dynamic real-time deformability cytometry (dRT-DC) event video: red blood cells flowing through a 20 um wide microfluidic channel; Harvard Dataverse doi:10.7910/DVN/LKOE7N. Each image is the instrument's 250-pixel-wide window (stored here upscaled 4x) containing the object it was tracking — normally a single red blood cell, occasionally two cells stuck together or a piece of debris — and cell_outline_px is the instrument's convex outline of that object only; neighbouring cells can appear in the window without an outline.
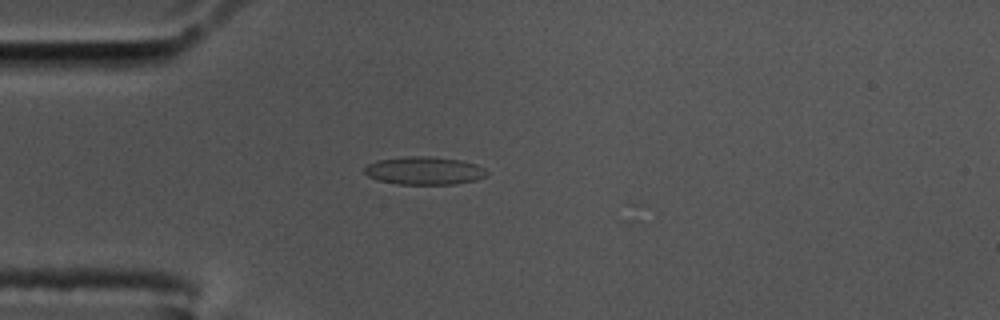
{"species": "common noctule bat (a hibernating species)", "species_latin": "Nyctalus noctula", "temperature_condition": "cold", "stored_images_in_passage": 27, "camera_frame_rate_fps": 3000, "um_per_image_px": 0.085, "animal": {"sex": "male", "body_mass_g": 17.5, "forearm_length_mm": 52.3}, "frame": {"image": 1, "passage_image": 14, "time_ms": 4.333, "image_size_px": [1000, 320], "cell_outline_px": [[488, 176], [476, 180], [456, 184], [396, 184], [376, 180], [368, 176], [364, 172], [364, 168], [368, 164], [376, 160], [408, 156], [432, 156], [460, 160], [476, 164], [484, 168], [488, 172]], "centroid_in_image_um": [36.07, 14.51], "position_along_channel_um": 48.9, "area_um2": 20.17}}
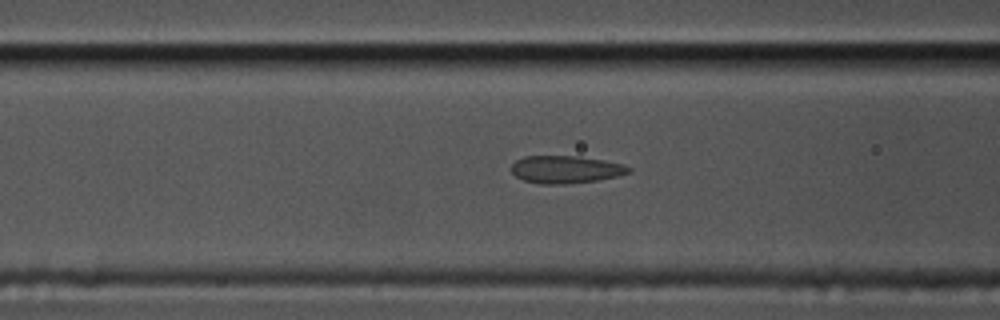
{"frame": {"image": 2, "passage_image": 21, "time_ms": 6.667, "image_size_px": [1000, 320], "cell_outline_px": [[632, 172], [616, 176], [596, 180], [564, 184], [540, 184], [524, 180], [516, 176], [512, 172], [512, 164], [516, 160], [524, 156], [580, 156], [604, 160], [624, 164], [632, 168]], "centroid_in_image_um": [48.1, 14.39], "position_along_channel_um": 118.5, "area_um2": 18.84}}
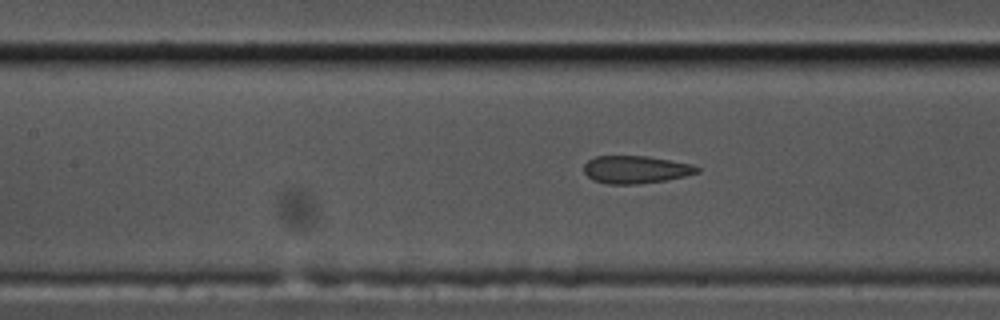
{"frame": {"image": 3, "passage_image": 24, "time_ms": 7.667, "image_size_px": [1000, 320], "cell_outline_px": [[700, 172], [684, 176], [664, 180], [636, 184], [608, 184], [592, 180], [584, 172], [584, 164], [588, 160], [596, 156], [648, 156], [692, 164], [700, 168]], "centroid_in_image_um": [54.02, 14.41], "position_along_channel_um": 153.4, "area_um2": 18.21}}